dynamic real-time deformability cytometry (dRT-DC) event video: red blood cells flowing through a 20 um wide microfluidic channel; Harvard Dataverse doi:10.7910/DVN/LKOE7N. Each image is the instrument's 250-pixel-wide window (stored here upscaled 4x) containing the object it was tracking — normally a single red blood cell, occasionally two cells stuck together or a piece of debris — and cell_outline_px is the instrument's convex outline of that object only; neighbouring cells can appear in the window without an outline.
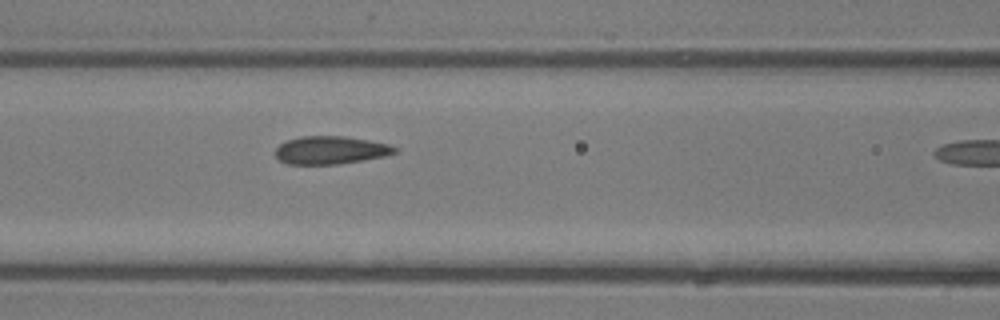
{"species": "common noctule bat (a hibernating species)", "species_latin": "Nyctalus noctula", "temperature_condition": "room temperature", "stored_images_in_passage": 11, "camera_frame_rate_fps": 3000, "um_per_image_px": 0.085, "animal": {"sex": "male", "body_mass_g": 13.3}, "frame": {"image": 1, "passage_image": 10, "time_ms": 3.0, "image_size_px": [1000, 320], "cell_outline_px": [[400, 152], [384, 156], [364, 160], [336, 164], [288, 164], [280, 160], [276, 156], [276, 148], [280, 144], [288, 140], [300, 136], [344, 136], [368, 140], [388, 144], [396, 148]], "centroid_in_image_um": [28.12, 12.76], "position_along_channel_um": 138.5, "area_um2": 19.36}}